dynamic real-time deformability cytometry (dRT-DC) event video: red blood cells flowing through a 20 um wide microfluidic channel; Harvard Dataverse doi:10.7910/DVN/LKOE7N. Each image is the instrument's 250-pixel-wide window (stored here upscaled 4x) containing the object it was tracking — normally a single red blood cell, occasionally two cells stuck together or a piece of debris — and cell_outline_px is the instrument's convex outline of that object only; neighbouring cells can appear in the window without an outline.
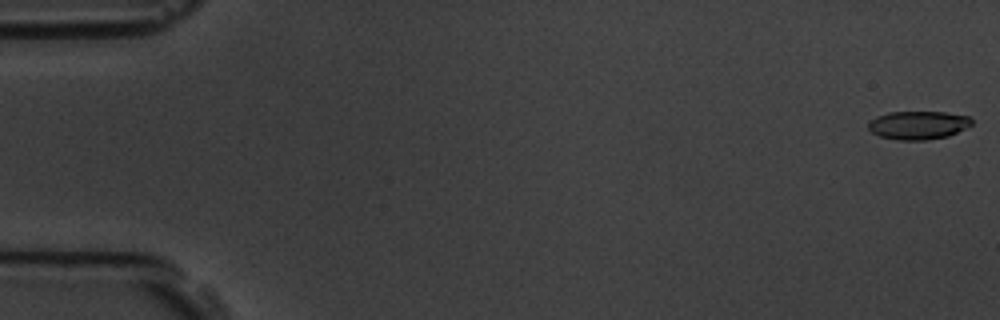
{"species": "common noctule bat (a hibernating species)", "species_latin": "Nyctalus noctula", "temperature_condition": "room temperature", "stored_images_in_passage": 6, "segment_of_instrument_passage": [1, 2], "camera_frame_rate_fps": 3000, "um_per_image_px": 0.085, "animal": {"sex": "male", "body_mass_g": 19.5, "forearm_length_mm": 54.6}, "frame": {"image": 1, "passage_image": 1, "time_ms": 0.0, "image_size_px": [1000, 320], "cell_outline_px": [[972, 124], [948, 136], [928, 140], [896, 140], [880, 136], [872, 132], [868, 128], [868, 124], [876, 116], [888, 112], [944, 112], [968, 116], [972, 120]], "centroid_in_image_um": [78.03, 10.64], "position_along_channel_um": 7.0, "area_um2": 16.99}}
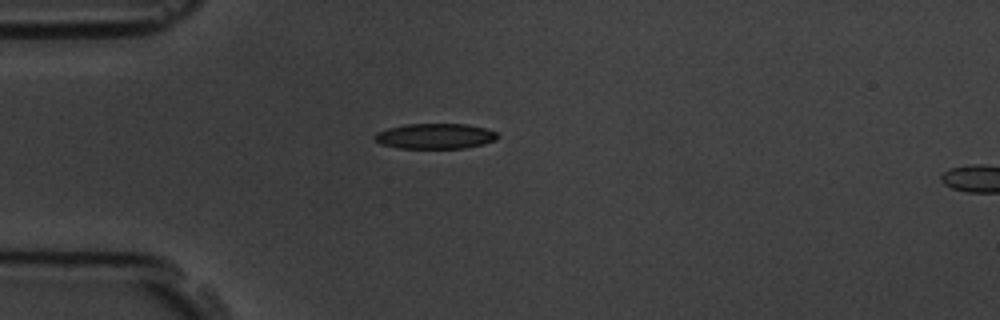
{"frame": {"image": 2, "passage_image": 5, "time_ms": 4.667, "image_size_px": [1000, 320], "cell_outline_px": [[500, 136], [496, 140], [484, 144], [464, 148], [396, 148], [380, 144], [376, 140], [376, 132], [388, 128], [408, 124], [464, 124], [484, 128], [496, 132]], "centroid_in_image_um": [37.01, 11.58], "position_along_channel_um": 48.0, "area_um2": 18.09}}